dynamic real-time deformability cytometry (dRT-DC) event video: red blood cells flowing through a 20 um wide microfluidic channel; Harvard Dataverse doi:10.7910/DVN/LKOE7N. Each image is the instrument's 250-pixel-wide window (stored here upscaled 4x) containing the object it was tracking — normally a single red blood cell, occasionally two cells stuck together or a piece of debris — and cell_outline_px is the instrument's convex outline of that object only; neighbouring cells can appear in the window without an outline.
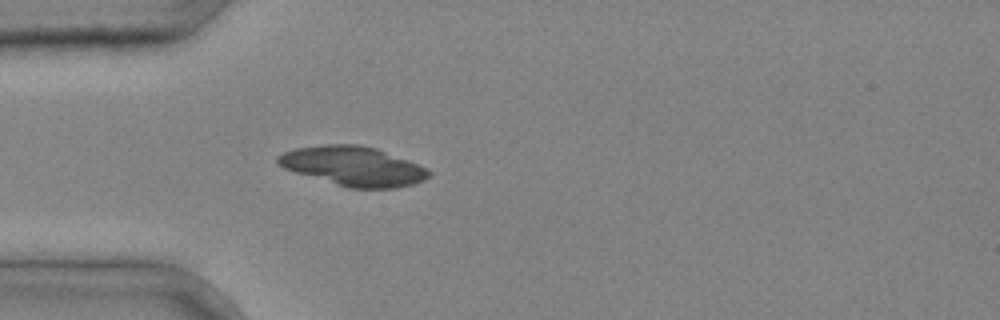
{"species": "common noctule bat (a hibernating species)", "species_latin": "Nyctalus noctula", "temperature_condition": "cold", "stored_images_in_passage": 34, "camera_frame_rate_fps": 3000, "um_per_image_px": 0.085, "animal": {"sex": "male", "body_mass_g": 20.4}, "frame": {"image": 1, "passage_image": 5, "time_ms": 1.333, "image_size_px": [1000, 320], "cell_outline_px": [[432, 176], [424, 180], [412, 184], [396, 188], [348, 188], [296, 172], [284, 168], [276, 160], [276, 156], [284, 152], [296, 148], [324, 144], [360, 144], [376, 148], [416, 164], [432, 172]], "centroid_in_image_um": [30.02, 14.12], "position_along_channel_um": 55.0, "area_um2": 34.33}}